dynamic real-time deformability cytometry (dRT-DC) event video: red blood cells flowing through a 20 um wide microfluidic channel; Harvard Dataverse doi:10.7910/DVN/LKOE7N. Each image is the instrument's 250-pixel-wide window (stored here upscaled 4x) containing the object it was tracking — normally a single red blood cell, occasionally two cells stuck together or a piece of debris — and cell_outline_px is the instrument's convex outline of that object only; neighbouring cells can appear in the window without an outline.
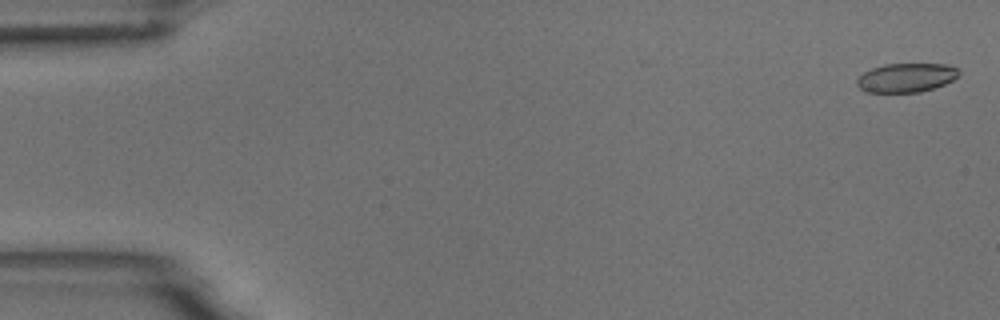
{"species": "common noctule bat (a hibernating species)", "species_latin": "Nyctalus noctula", "temperature_condition": "room temperature", "stored_images_in_passage": 5, "camera_frame_rate_fps": 3000, "um_per_image_px": 0.085, "animal": {"sex": "male", "body_mass_g": 18.8}, "frame": {"image": 1, "passage_image": 1, "time_ms": 0.0, "image_size_px": [1000, 320], "cell_outline_px": [[960, 72], [952, 80], [944, 84], [920, 92], [864, 92], [856, 84], [856, 80], [864, 72], [872, 68], [884, 64], [944, 64], [956, 68]], "centroid_in_image_um": [76.98, 6.6], "position_along_channel_um": 8.0, "area_um2": 17.05}}
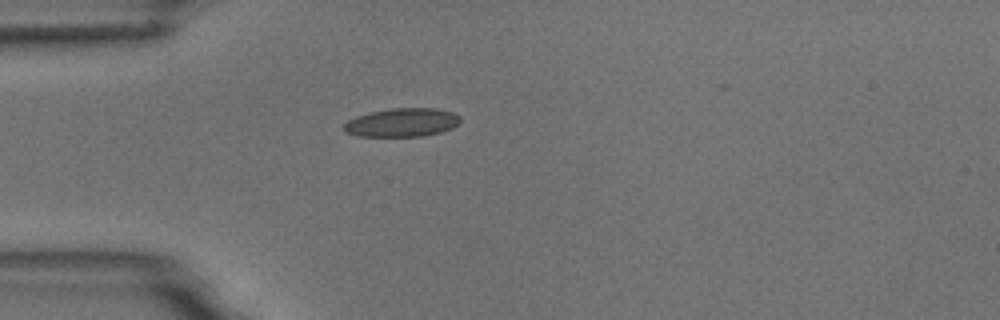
{"frame": {"image": 2, "passage_image": 5, "time_ms": 4.667, "image_size_px": [1000, 320], "cell_outline_px": [[460, 120], [452, 128], [440, 132], [424, 136], [356, 136], [344, 132], [344, 124], [348, 120], [356, 116], [368, 112], [392, 108], [436, 108], [452, 112], [460, 116]], "centroid_in_image_um": [34.14, 10.41], "position_along_channel_um": 50.9, "area_um2": 19.42}}